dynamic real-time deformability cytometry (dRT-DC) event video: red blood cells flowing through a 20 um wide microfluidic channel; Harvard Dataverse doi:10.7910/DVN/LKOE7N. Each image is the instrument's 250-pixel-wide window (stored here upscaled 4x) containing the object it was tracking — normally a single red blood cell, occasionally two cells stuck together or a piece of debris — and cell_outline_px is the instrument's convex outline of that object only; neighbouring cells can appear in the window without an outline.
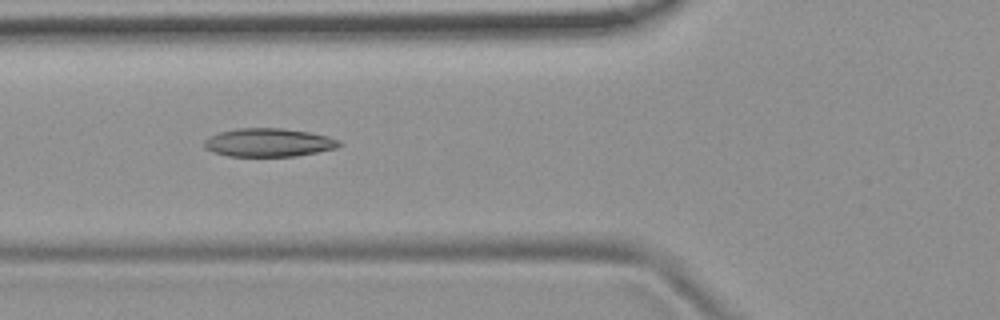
{"species": "common noctule bat (a hibernating species)", "species_latin": "Nyctalus noctula", "temperature_condition": "room temperature", "stored_images_in_passage": 53, "camera_frame_rate_fps": 3000, "um_per_image_px": 0.085, "animal": {"sex": "female", "body_mass_g": 19.9}, "frame": {"image": 1, "passage_image": 20, "time_ms": 6.333, "image_size_px": [1000, 320], "cell_outline_px": [[340, 144], [336, 148], [296, 156], [228, 156], [212, 152], [204, 148], [204, 140], [208, 136], [220, 132], [236, 128], [280, 128], [308, 132], [328, 136], [340, 140]], "centroid_in_image_um": [22.78, 12.11], "position_along_channel_um": 103.0, "area_um2": 22.31}}
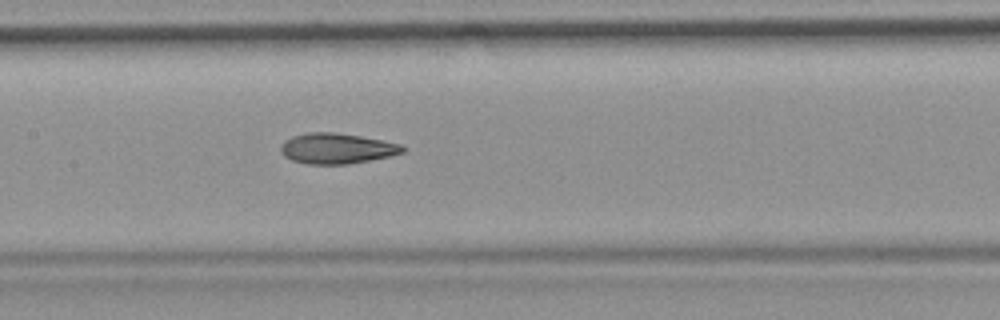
{"frame": {"image": 2, "passage_image": 26, "time_ms": 8.333, "image_size_px": [1000, 320], "cell_outline_px": [[408, 148], [404, 152], [392, 156], [348, 164], [304, 164], [292, 160], [284, 156], [280, 152], [280, 148], [284, 140], [292, 136], [308, 132], [332, 132], [360, 136], [400, 144]], "centroid_in_image_um": [28.62, 12.62], "position_along_channel_um": 178.8, "area_um2": 21.79}}
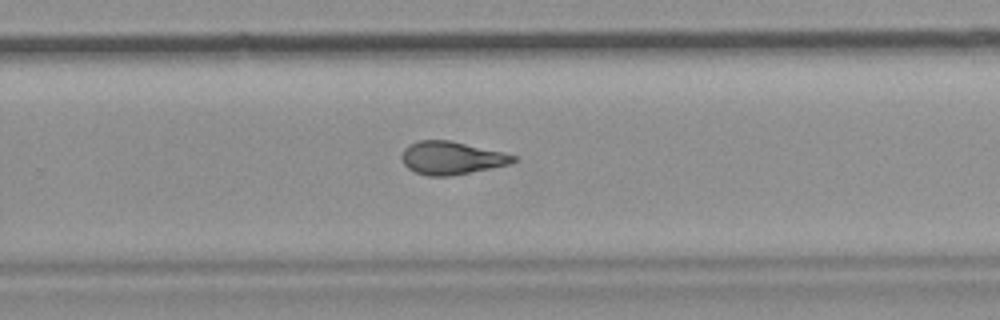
{"frame": {"image": 3, "passage_image": 35, "time_ms": 11.333, "image_size_px": [1000, 320], "cell_outline_px": [[516, 160], [508, 164], [452, 176], [428, 176], [416, 172], [408, 168], [400, 160], [400, 156], [404, 148], [408, 144], [420, 140], [452, 140], [516, 156]], "centroid_in_image_um": [38.3, 13.42], "position_along_channel_um": 291.5, "area_um2": 21.33}, "authors_computed_cell_mechanics": {"area_um2": 22.3108, "velocity_mm_per_s": 3.7771, "shape_relaxation_time_tau1_ms": null, "shape_relaxation_time_tau2_ms": 2.1922, "deformation_change_tau1": null, "deformation_change_tau2": 0.0951}}